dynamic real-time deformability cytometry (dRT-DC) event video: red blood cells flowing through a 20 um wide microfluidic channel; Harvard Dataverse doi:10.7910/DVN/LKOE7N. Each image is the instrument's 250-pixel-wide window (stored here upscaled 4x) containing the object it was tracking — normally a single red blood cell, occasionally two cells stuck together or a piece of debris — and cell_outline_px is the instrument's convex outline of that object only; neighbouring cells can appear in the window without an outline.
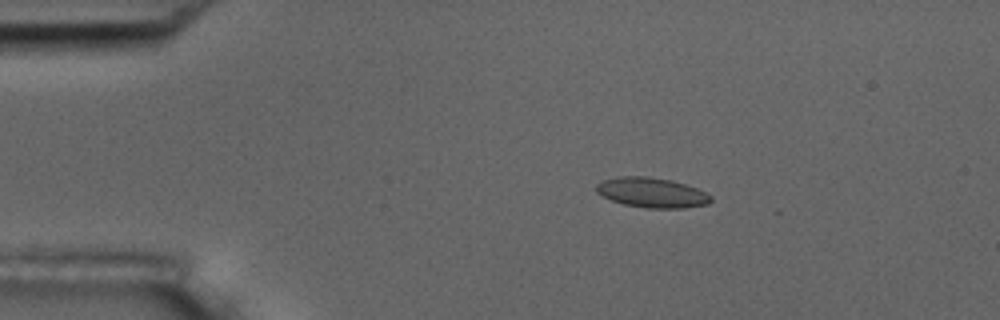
{"species": "common noctule bat (a hibernating species)", "species_latin": "Nyctalus noctula", "temperature_condition": "room temperature", "stored_images_in_passage": 5, "camera_frame_rate_fps": 3000, "um_per_image_px": 0.085, "animal": {"sex": "male", "body_mass_g": 17.5, "forearm_length_mm": 52.3}, "frame": {"image": 1, "passage_image": 3, "time_ms": 0.667, "image_size_px": [1000, 320], "cell_outline_px": [[712, 200], [708, 204], [684, 208], [644, 208], [624, 204], [612, 200], [596, 192], [596, 184], [600, 180], [616, 176], [648, 176], [672, 180], [696, 188], [712, 196]], "centroid_in_image_um": [55.38, 16.36], "position_along_channel_um": 29.6, "area_um2": 20.11}}
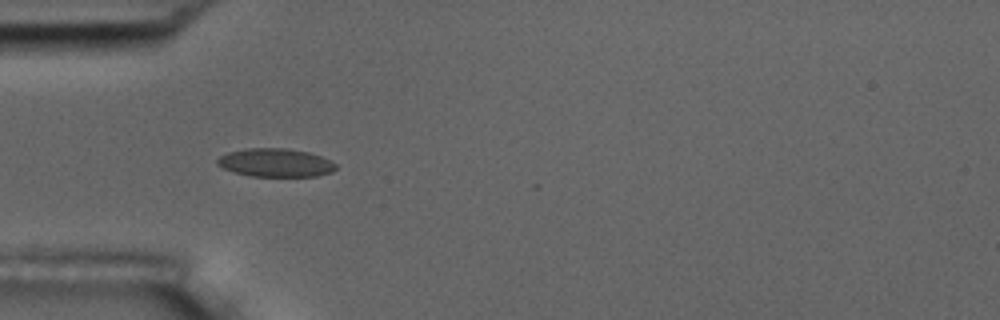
{"frame": {"image": 2, "passage_image": 5, "time_ms": 1.333, "image_size_px": [1000, 320], "cell_outline_px": [[336, 168], [332, 172], [316, 176], [252, 176], [236, 172], [224, 168], [216, 164], [216, 160], [220, 156], [228, 152], [244, 148], [288, 148], [308, 152], [320, 156], [336, 164]], "centroid_in_image_um": [23.4, 13.82], "position_along_channel_um": 61.6, "area_um2": 19.48}}